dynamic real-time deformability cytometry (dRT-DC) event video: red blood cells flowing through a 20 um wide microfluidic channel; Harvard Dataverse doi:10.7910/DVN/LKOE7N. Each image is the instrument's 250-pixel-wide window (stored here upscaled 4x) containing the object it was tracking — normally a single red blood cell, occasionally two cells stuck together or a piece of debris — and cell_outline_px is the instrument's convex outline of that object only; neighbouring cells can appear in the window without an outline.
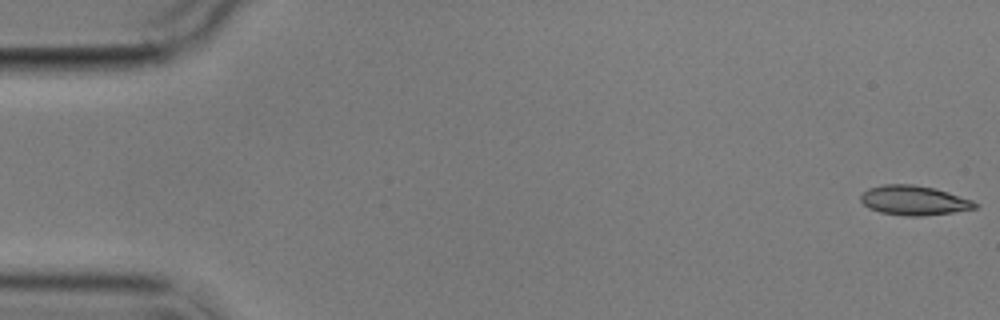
{"species": "common noctule bat (a hibernating species)", "species_latin": "Nyctalus noctula", "temperature_condition": "cold", "stored_images_in_passage": 6, "camera_frame_rate_fps": 3000, "um_per_image_px": 0.085, "animal": {"sex": "male", "body_mass_g": 17.9}, "frame": {"image": 1, "passage_image": 1, "time_ms": 0.0, "image_size_px": [1000, 320], "cell_outline_px": [[980, 208], [924, 216], [908, 216], [880, 212], [868, 208], [860, 200], [860, 196], [868, 188], [884, 184], [912, 184], [936, 188], [972, 200], [980, 204]], "centroid_in_image_um": [77.72, 17.03], "position_along_channel_um": 7.3, "area_um2": 19.83}}
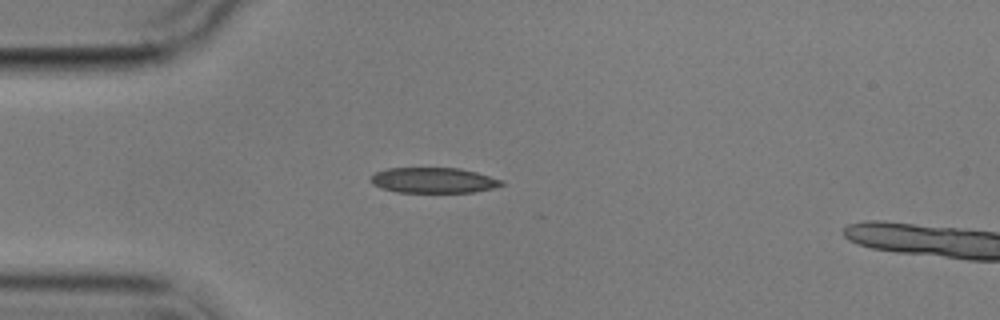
{"frame": {"image": 2, "passage_image": 5, "time_ms": 4.667, "image_size_px": [1000, 320], "cell_outline_px": [[504, 184], [492, 188], [472, 192], [396, 192], [380, 188], [372, 184], [368, 180], [376, 172], [388, 168], [460, 168], [476, 172], [504, 180]], "centroid_in_image_um": [36.82, 15.32], "position_along_channel_um": 48.2, "area_um2": 19.42}}